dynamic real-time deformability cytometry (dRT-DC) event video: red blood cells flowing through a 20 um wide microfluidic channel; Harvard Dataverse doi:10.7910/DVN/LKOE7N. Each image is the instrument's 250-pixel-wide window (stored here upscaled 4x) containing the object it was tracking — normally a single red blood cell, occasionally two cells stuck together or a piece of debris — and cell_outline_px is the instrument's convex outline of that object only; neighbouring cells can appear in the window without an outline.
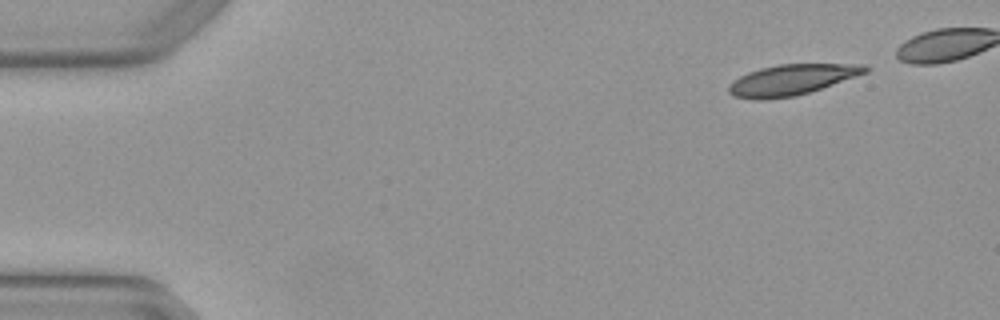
{"species": "Egyptian fruit bat (a non-hibernating species)", "species_latin": "Rousettus aegyptiacus", "temperature_condition": "warm", "stored_images_in_passage": 5, "camera_frame_rate_fps": 3000, "um_per_image_px": 0.085, "animal": {"sex": "female"}, "frame": {"image": 1, "passage_image": 1, "time_ms": 0.0, "image_size_px": [1000, 320], "cell_outline_px": [[872, 68], [868, 72], [796, 96], [760, 100], [756, 100], [732, 96], [728, 92], [728, 84], [732, 80], [748, 72], [760, 68], [776, 64], [864, 64]], "centroid_in_image_um": [67.25, 6.78], "position_along_channel_um": 17.7, "area_um2": 24.45}}
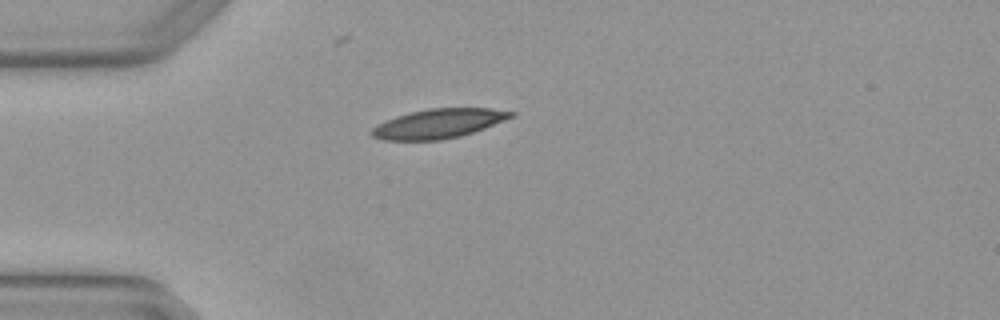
{"frame": {"image": 2, "passage_image": 5, "time_ms": 1.333, "image_size_px": [1000, 320], "cell_outline_px": [[516, 116], [484, 128], [460, 136], [440, 140], [384, 140], [372, 136], [372, 128], [376, 124], [396, 116], [428, 108], [492, 108], [516, 112]], "centroid_in_image_um": [37.3, 10.49], "position_along_channel_um": 47.7, "area_um2": 23.76}}